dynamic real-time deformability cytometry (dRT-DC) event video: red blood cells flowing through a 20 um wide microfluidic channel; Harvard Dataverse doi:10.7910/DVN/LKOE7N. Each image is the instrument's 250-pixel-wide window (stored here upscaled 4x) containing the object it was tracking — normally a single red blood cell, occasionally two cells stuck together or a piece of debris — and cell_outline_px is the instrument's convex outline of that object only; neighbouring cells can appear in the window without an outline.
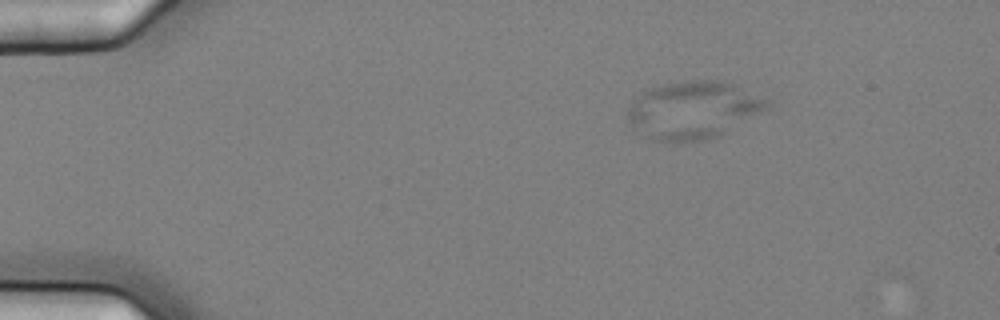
{"species": "common noctule bat (a hibernating species)", "species_latin": "Nyctalus noctula", "temperature_condition": "cold", "stored_images_in_passage": 8, "camera_frame_rate_fps": 3000, "um_per_image_px": 0.085, "animal": {"sex": "female", "body_mass_g": 25.1}, "frame": {"image": 1, "passage_image": 4, "time_ms": 1.0, "image_size_px": [1000, 320], "cell_outline_px": [[772, 104], [768, 108], [720, 136], [708, 140], [652, 140], [632, 132], [628, 120], [628, 108], [640, 92], [664, 84], [684, 80], [720, 80], [732, 84], [772, 100]], "centroid_in_image_um": [58.91, 9.35], "position_along_channel_um": 26.1, "area_um2": 46.99}}
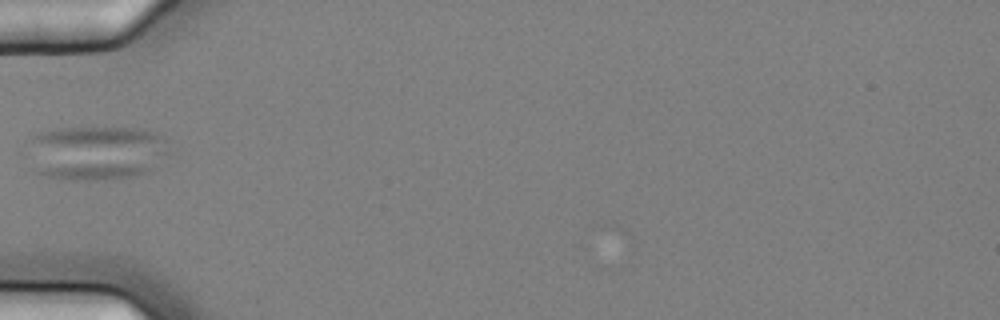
{"frame": {"image": 2, "passage_image": 7, "time_ms": 2.0, "image_size_px": [1000, 320], "cell_outline_px": [[172, 152], [156, 168], [148, 172], [136, 176], [112, 180], [72, 180], [48, 176], [36, 172], [32, 140], [36, 132], [56, 128], [144, 128], [156, 132], [164, 136]], "centroid_in_image_um": [8.36, 12.98], "position_along_channel_um": 76.6, "area_um2": 45.32}}
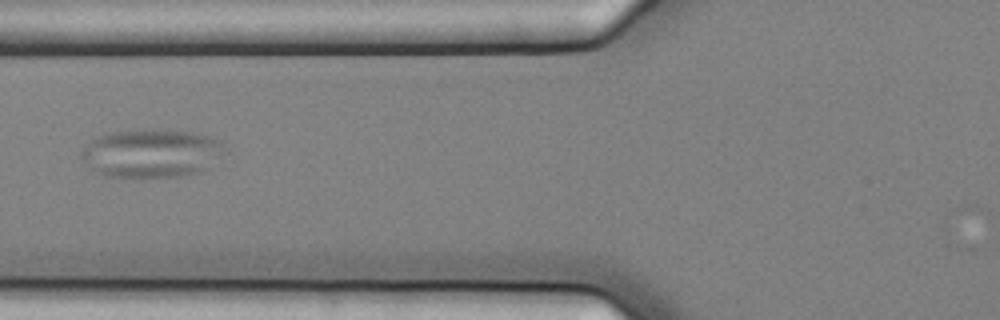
{"frame": {"image": 3, "passage_image": 8, "time_ms": 2.333, "image_size_px": [1000, 320], "cell_outline_px": [[224, 152], [204, 172], [184, 176], [140, 180], [104, 176], [92, 172], [88, 168], [84, 156], [84, 148], [92, 140], [100, 136], [112, 132], [192, 132], [208, 136], [220, 140], [224, 144]], "centroid_in_image_um": [12.9, 13.13], "position_along_channel_um": 112.9, "area_um2": 40.34}}